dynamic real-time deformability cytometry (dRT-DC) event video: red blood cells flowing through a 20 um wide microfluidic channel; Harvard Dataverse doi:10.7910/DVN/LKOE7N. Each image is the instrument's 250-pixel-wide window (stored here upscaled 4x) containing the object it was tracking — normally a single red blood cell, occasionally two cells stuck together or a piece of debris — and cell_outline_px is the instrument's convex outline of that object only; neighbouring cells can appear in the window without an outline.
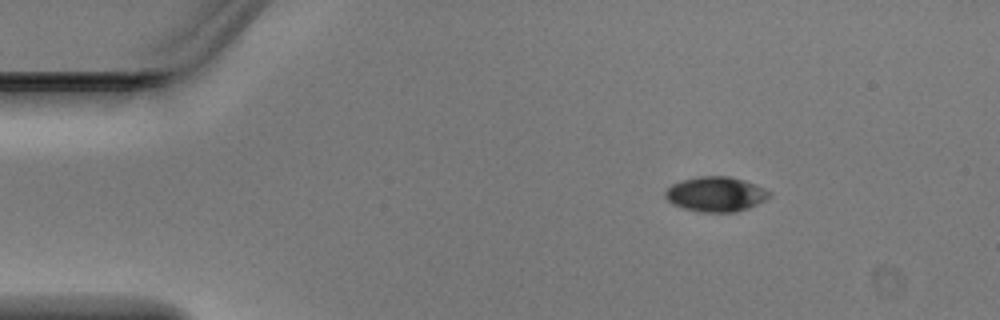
{"species": "Egyptian fruit bat (a non-hibernating species)", "species_latin": "Rousettus aegyptiacus", "temperature_condition": "warm", "stored_images_in_passage": 2, "camera_frame_rate_fps": 3000, "um_per_image_px": 0.085, "animal": {"sex": "male"}, "frame": {"image": 1, "passage_image": 1, "time_ms": 0.0, "image_size_px": [1000, 320], "cell_outline_px": [[772, 196], [748, 208], [736, 212], [700, 212], [684, 208], [672, 204], [664, 196], [664, 192], [672, 184], [680, 180], [700, 176], [728, 176], [744, 180], [764, 188], [772, 192]], "centroid_in_image_um": [60.83, 16.5], "position_along_channel_um": 24.2, "area_um2": 21.21}}